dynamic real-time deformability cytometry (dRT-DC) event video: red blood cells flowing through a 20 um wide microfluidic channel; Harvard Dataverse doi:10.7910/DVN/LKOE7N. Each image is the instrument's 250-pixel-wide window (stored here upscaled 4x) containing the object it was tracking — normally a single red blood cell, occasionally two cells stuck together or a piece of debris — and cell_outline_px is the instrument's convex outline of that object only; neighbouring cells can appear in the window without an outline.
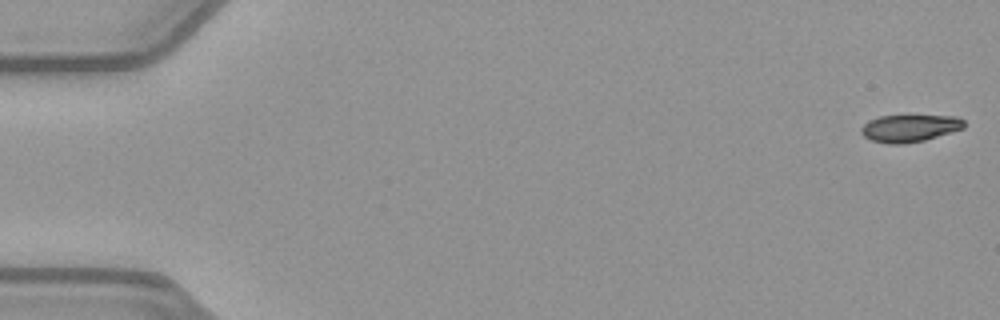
{"species": "common noctule bat (a hibernating species)", "species_latin": "Nyctalus noctula", "temperature_condition": "warm", "stored_images_in_passage": 52, "camera_frame_rate_fps": 3000, "um_per_image_px": 0.085, "animal": {"sex": "female", "body_mass_g": 21.9}, "frame": {"image": 1, "passage_image": 1, "time_ms": 0.0, "image_size_px": [1000, 320], "cell_outline_px": [[964, 128], [924, 140], [904, 144], [888, 144], [872, 140], [864, 136], [860, 132], [860, 128], [868, 120], [880, 116], [912, 112], [956, 116], [964, 120]], "centroid_in_image_um": [77.33, 10.82], "position_along_channel_um": 7.7, "area_um2": 17.34}}
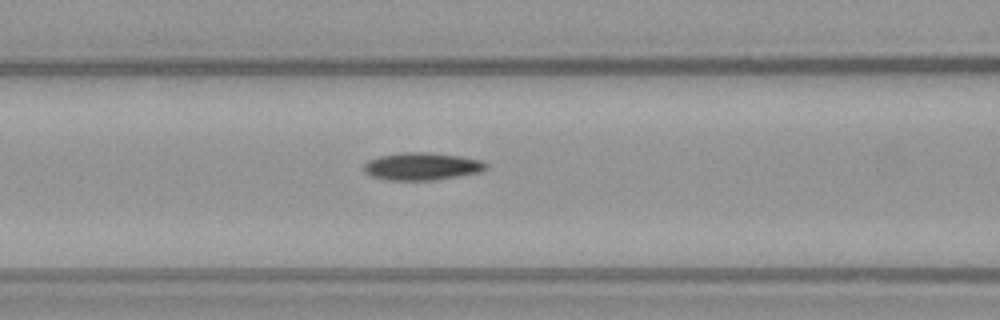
{"frame": {"image": 2, "passage_image": 22, "time_ms": 7.0, "image_size_px": [1000, 320], "cell_outline_px": [[488, 168], [476, 172], [460, 176], [436, 180], [388, 180], [372, 176], [364, 172], [364, 164], [368, 160], [380, 156], [404, 152], [428, 152], [460, 156], [480, 160], [488, 164]], "centroid_in_image_um": [35.85, 14.14], "position_along_channel_um": 130.7, "area_um2": 19.54}}
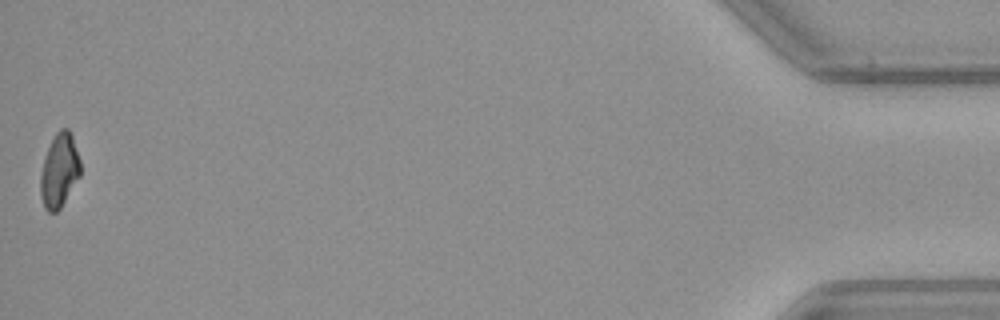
{"frame": {"image": 3, "passage_image": 52, "time_ms": 17.0, "image_size_px": [1000, 320], "cell_outline_px": [[80, 176], [60, 208], [56, 212], [48, 212], [44, 208], [40, 196], [40, 176], [44, 156], [56, 132], [60, 128], [68, 128], [72, 136], [80, 160]], "centroid_in_image_um": [5.03, 14.5], "position_along_channel_um": 430.2, "area_um2": 17.17}, "authors_computed_cell_mechanics": {"area_um2": 18.1781, "velocity_mm_per_s": 3.9795, "shape_relaxation_time_tau1_ms": 10.0809, "shape_relaxation_time_tau2_ms": null, "deformation_change_tau1": 0.235, "deformation_change_tau2": null}}